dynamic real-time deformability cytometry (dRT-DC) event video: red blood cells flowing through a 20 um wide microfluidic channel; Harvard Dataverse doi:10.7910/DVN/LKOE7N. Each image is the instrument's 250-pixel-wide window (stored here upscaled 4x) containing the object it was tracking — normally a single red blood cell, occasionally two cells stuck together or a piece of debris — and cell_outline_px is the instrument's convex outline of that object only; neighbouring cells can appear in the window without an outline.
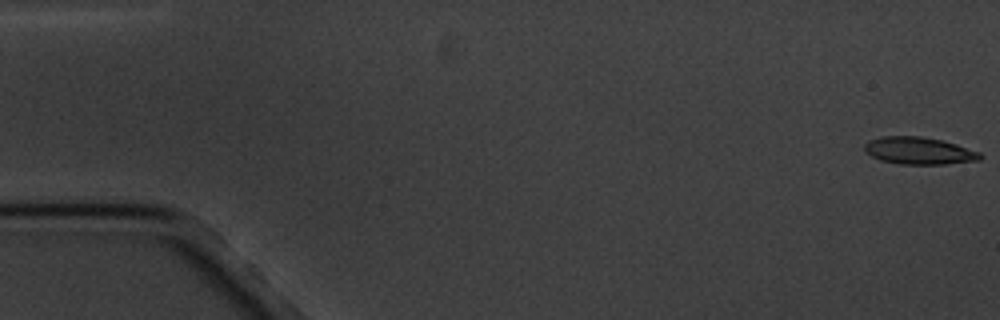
{"species": "common noctule bat (a hibernating species)", "species_latin": "Nyctalus noctula", "temperature_condition": "cold", "stored_images_in_passage": 8, "camera_frame_rate_fps": 3000, "um_per_image_px": 0.085, "animal": {"sex": "male", "body_mass_g": 20.1, "forearm_length_mm": 53.5}, "frame": {"image": 1, "passage_image": 1, "time_ms": 0.0, "image_size_px": [1000, 320], "cell_outline_px": [[984, 156], [980, 160], [944, 164], [900, 164], [880, 160], [864, 152], [864, 144], [868, 140], [880, 136], [920, 136], [940, 140], [956, 144], [980, 152]], "centroid_in_image_um": [78.09, 12.81], "position_along_channel_um": 6.9, "area_um2": 18.44}}
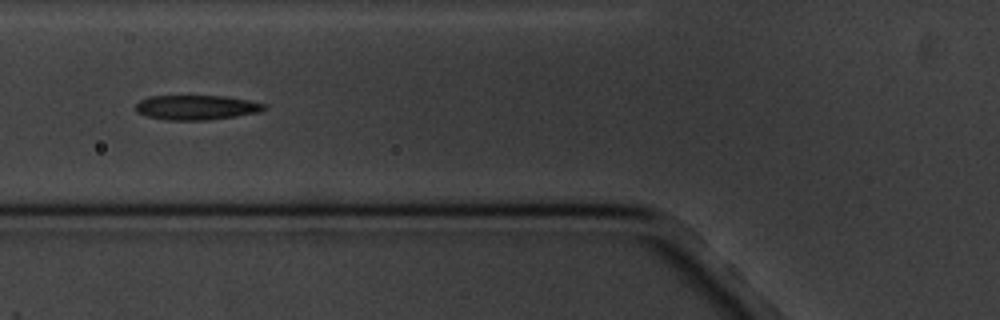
{"frame": {"image": 2, "passage_image": 7, "time_ms": 7.0, "image_size_px": [1000, 320], "cell_outline_px": [[268, 108], [260, 112], [236, 116], [204, 120], [168, 120], [148, 116], [136, 112], [136, 104], [140, 100], [152, 96], [224, 96], [248, 100], [264, 104]], "centroid_in_image_um": [16.71, 9.13], "position_along_channel_um": 109.1, "area_um2": 18.32}}
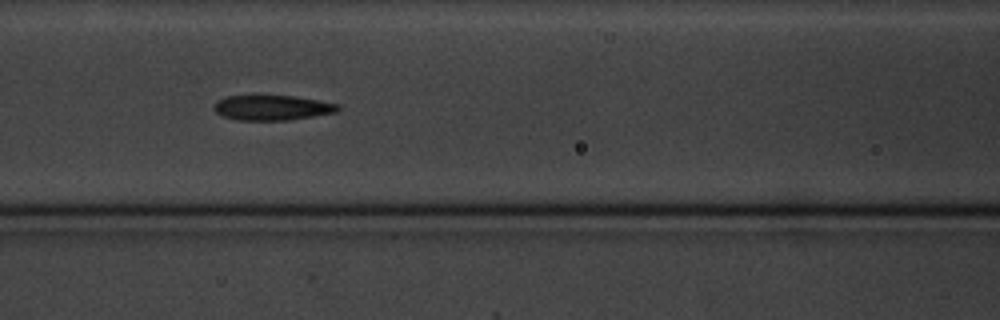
{"frame": {"image": 3, "passage_image": 8, "time_ms": 8.0, "image_size_px": [1000, 320], "cell_outline_px": [[340, 108], [336, 112], [288, 120], [240, 120], [224, 116], [216, 112], [216, 100], [228, 96], [260, 92], [292, 96], [340, 104]], "centroid_in_image_um": [23.11, 9.1], "position_along_channel_um": 143.5, "area_um2": 18.61}}